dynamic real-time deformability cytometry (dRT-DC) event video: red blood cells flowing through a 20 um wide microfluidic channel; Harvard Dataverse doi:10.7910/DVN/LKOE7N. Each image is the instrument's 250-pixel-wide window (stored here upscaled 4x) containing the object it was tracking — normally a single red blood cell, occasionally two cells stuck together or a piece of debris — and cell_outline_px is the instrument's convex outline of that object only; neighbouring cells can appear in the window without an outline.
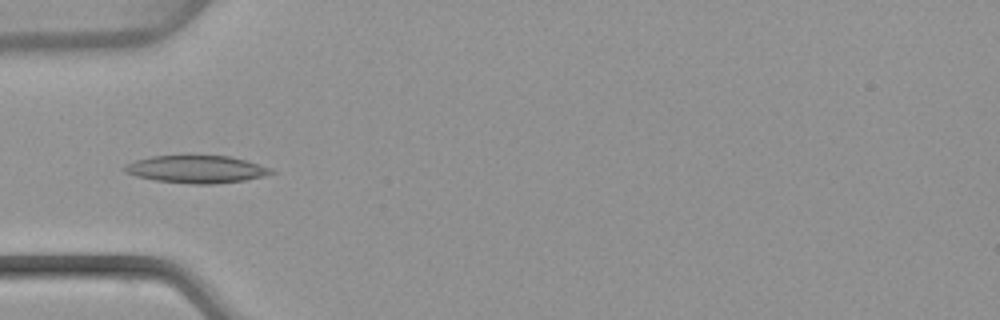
{"species": "common noctule bat (a hibernating species)", "species_latin": "Nyctalus noctula", "temperature_condition": "warm", "stored_images_in_passage": 32, "camera_frame_rate_fps": 3000, "um_per_image_px": 0.085, "animal": {"sex": "female", "body_mass_g": 22.7, "forearm_length_mm": 54.2}, "frame": {"image": 1, "passage_image": 3, "time_ms": 0.667, "image_size_px": [1000, 320], "cell_outline_px": [[276, 172], [264, 176], [244, 180], [212, 184], [192, 184], [156, 180], [136, 176], [124, 172], [120, 168], [124, 164], [136, 160], [152, 156], [228, 156], [260, 164], [272, 168]], "centroid_in_image_um": [16.67, 14.39], "position_along_channel_um": 68.3, "area_um2": 23.47}}
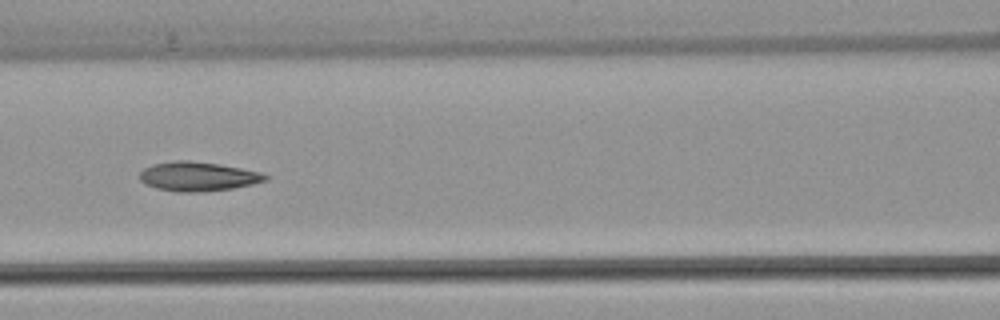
{"frame": {"image": 2, "passage_image": 9, "time_ms": 2.667, "image_size_px": [1000, 320], "cell_outline_px": [[268, 180], [252, 184], [232, 188], [200, 192], [176, 192], [156, 188], [144, 184], [140, 180], [140, 172], [144, 168], [152, 164], [176, 160], [188, 160], [220, 164], [260, 172], [268, 176]], "centroid_in_image_um": [16.79, 15.0], "position_along_channel_um": 149.8, "area_um2": 21.44}}
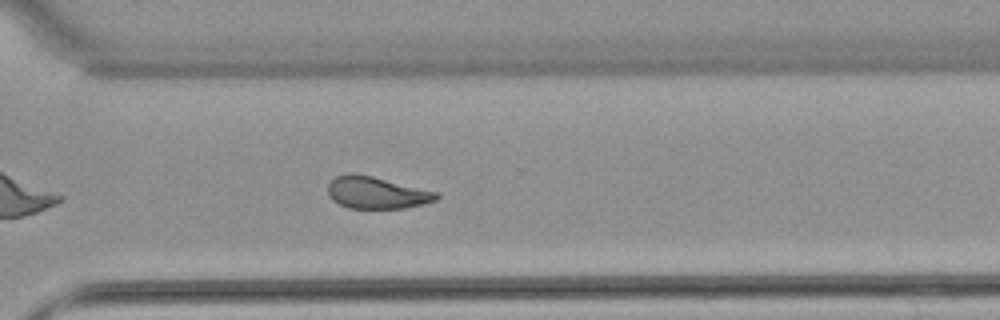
{"frame": {"image": 3, "passage_image": 23, "time_ms": 7.333, "image_size_px": [1000, 320], "cell_outline_px": [[440, 196], [436, 200], [404, 208], [348, 208], [332, 200], [328, 196], [328, 184], [336, 176], [348, 172], [352, 172], [372, 176], [440, 192]], "centroid_in_image_um": [32.0, 16.36], "position_along_channel_um": 338.6, "area_um2": 20.35}, "authors_computed_cell_mechanics": {"area_um2": 20.9525, "velocity_mm_per_s": 4.0487, "shape_relaxation_time_tau1_ms": 11.0421, "shape_relaxation_time_tau2_ms": 3.1543, "deformation_change_tau1": 0.2527, "deformation_change_tau2": 0.1001}}